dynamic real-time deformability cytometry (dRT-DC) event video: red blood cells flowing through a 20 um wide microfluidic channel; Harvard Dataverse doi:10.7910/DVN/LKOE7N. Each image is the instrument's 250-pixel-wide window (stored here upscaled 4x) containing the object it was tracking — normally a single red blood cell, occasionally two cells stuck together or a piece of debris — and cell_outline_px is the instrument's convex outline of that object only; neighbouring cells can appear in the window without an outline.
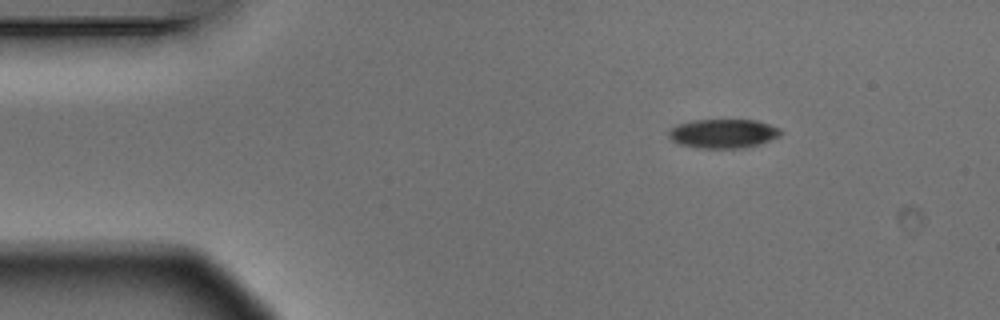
{"species": "Egyptian fruit bat (a non-hibernating species)", "species_latin": "Rousettus aegyptiacus", "temperature_condition": "warm", "stored_images_in_passage": 4, "camera_frame_rate_fps": 3000, "um_per_image_px": 0.085, "animal": {"sex": "male"}, "frame": {"image": 1, "passage_image": 1, "time_ms": 0.0, "image_size_px": [1000, 320], "cell_outline_px": [[784, 132], [780, 136], [760, 144], [744, 148], [700, 148], [680, 144], [672, 140], [668, 136], [668, 132], [676, 124], [692, 120], [756, 120], [780, 128]], "centroid_in_image_um": [61.49, 11.35], "position_along_channel_um": 23.5, "area_um2": 19.07}}
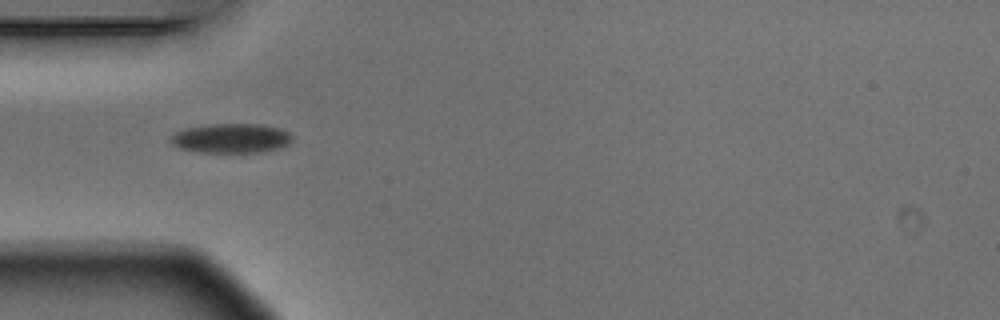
{"frame": {"image": 2, "passage_image": 3, "time_ms": 0.667, "image_size_px": [1000, 320], "cell_outline_px": [[292, 140], [288, 144], [276, 148], [260, 152], [196, 152], [180, 148], [172, 144], [168, 140], [176, 132], [188, 128], [212, 124], [260, 124], [280, 128], [288, 132], [292, 136]], "centroid_in_image_um": [19.64, 11.75], "position_along_channel_um": 65.4, "area_um2": 20.69}}
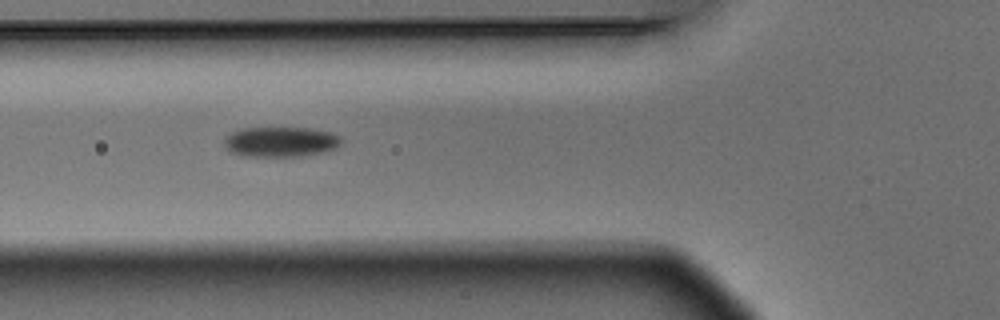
{"frame": {"image": 3, "passage_image": 4, "time_ms": 1.0, "image_size_px": [1000, 320], "cell_outline_px": [[344, 140], [336, 148], [320, 152], [296, 156], [244, 156], [232, 152], [224, 148], [224, 140], [232, 132], [244, 128], [308, 128], [332, 132], [340, 136]], "centroid_in_image_um": [23.86, 12.05], "position_along_channel_um": 101.9, "area_um2": 20.4}}